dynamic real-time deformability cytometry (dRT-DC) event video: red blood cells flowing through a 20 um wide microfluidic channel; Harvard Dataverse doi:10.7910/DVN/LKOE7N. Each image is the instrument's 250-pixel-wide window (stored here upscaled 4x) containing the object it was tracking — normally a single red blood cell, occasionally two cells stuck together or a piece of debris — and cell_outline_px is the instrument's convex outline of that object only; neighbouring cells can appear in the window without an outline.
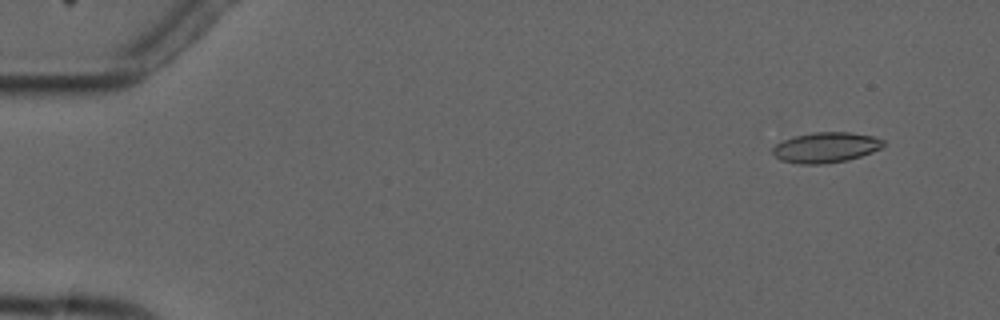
{"species": "common noctule bat (a hibernating species)", "species_latin": "Nyctalus noctula", "temperature_condition": "cold", "stored_images_in_passage": 5, "camera_frame_rate_fps": 3000, "um_per_image_px": 0.085, "animal": {"sex": "male", "forearm_length_mm": 52.5}, "frame": {"image": 1, "passage_image": 2, "time_ms": 1.0, "image_size_px": [1000, 320], "cell_outline_px": [[884, 148], [848, 160], [820, 164], [800, 164], [780, 160], [772, 152], [772, 148], [776, 144], [784, 140], [796, 136], [812, 132], [852, 132], [872, 136], [884, 140]], "centroid_in_image_um": [70.22, 12.53], "position_along_channel_um": 14.8, "area_um2": 19.59}}